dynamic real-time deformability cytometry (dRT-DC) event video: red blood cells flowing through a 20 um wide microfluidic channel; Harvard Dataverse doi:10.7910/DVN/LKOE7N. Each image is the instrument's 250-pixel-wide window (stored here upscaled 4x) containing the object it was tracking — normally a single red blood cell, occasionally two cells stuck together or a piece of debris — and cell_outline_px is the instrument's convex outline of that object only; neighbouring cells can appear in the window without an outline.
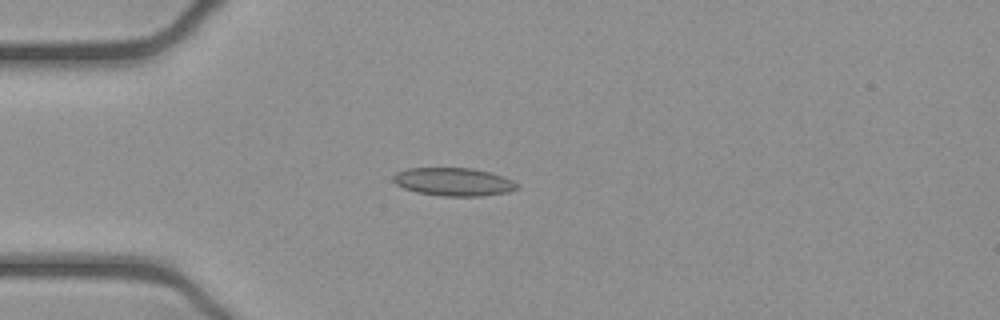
{"species": "common noctule bat (a hibernating species)", "species_latin": "Nyctalus noctula", "temperature_condition": "cold", "stored_images_in_passage": 49, "camera_frame_rate_fps": 3000, "um_per_image_px": 0.085, "animal": {"sex": "female", "body_mass_g": 21.9}, "frame": {"image": 1, "passage_image": 14, "time_ms": 4.333, "image_size_px": [1000, 320], "cell_outline_px": [[520, 188], [508, 192], [480, 196], [440, 196], [416, 192], [404, 188], [396, 184], [392, 180], [392, 176], [396, 172], [408, 168], [472, 168], [504, 176], [520, 184]], "centroid_in_image_um": [38.56, 15.46], "position_along_channel_um": 46.4, "area_um2": 20.46}}
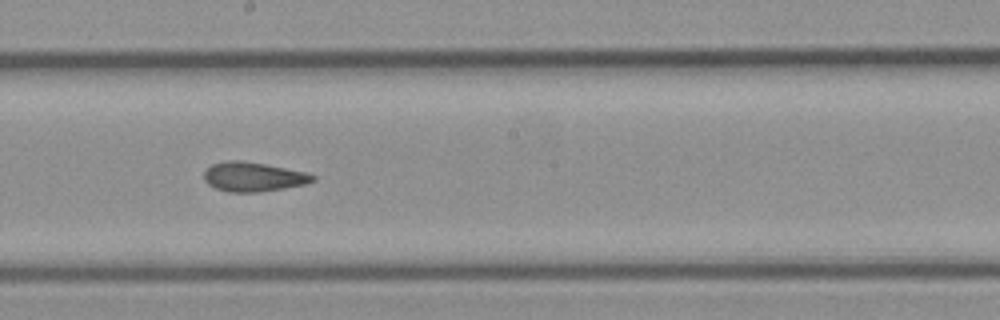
{"frame": {"image": 2, "passage_image": 29, "time_ms": 9.333, "image_size_px": [1000, 320], "cell_outline_px": [[316, 180], [304, 184], [284, 188], [260, 192], [228, 192], [216, 188], [208, 184], [204, 180], [204, 172], [212, 164], [224, 160], [240, 160], [264, 164], [308, 172], [316, 176]], "centroid_in_image_um": [21.53, 15.02], "position_along_channel_um": 226.7, "area_um2": 18.67}}
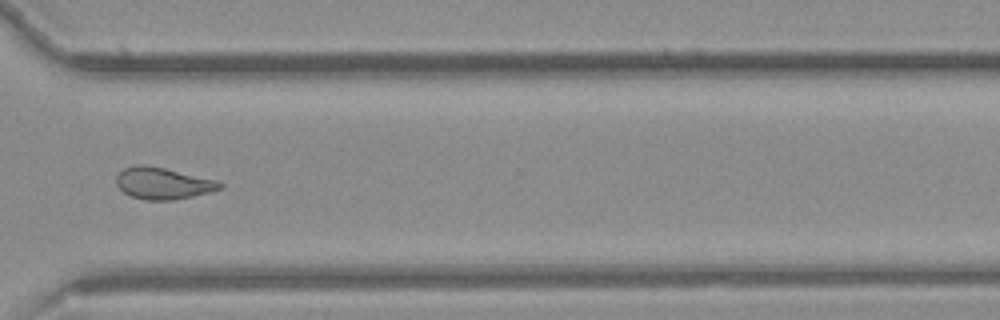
{"frame": {"image": 3, "passage_image": 39, "time_ms": 12.667, "image_size_px": [1000, 320], "cell_outline_px": [[224, 184], [220, 188], [208, 192], [192, 196], [172, 200], [144, 200], [132, 196], [124, 192], [116, 184], [116, 176], [124, 168], [136, 164], [144, 164], [164, 168], [216, 180]], "centroid_in_image_um": [13.81, 15.57], "position_along_channel_um": 356.8, "area_um2": 18.9}, "authors_computed_cell_mechanics": {"area_um2": 19.4208, "velocity_mm_per_s": 3.9141, "shape_relaxation_time_tau1_ms": null, "shape_relaxation_time_tau2_ms": 2.1011, "deformation_change_tau1": null, "deformation_change_tau2": 0.065}}